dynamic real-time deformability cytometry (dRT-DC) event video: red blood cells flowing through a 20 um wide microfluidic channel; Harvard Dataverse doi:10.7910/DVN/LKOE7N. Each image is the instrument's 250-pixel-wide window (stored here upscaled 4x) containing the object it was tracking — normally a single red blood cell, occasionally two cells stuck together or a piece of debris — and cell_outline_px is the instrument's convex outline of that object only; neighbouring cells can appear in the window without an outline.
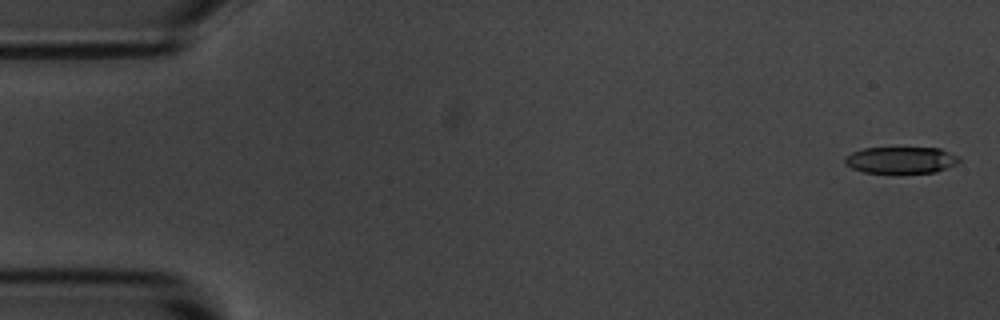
{"species": "common noctule bat (a hibernating species)", "species_latin": "Nyctalus noctula", "temperature_condition": "room temperature", "stored_images_in_passage": 2, "camera_frame_rate_fps": 3000, "um_per_image_px": 0.085, "animal": {"sex": "male", "body_mass_g": 20.1, "forearm_length_mm": 53.5}, "frame": {"image": 1, "passage_image": 1, "time_ms": 0.0, "image_size_px": [1000, 320], "cell_outline_px": [[960, 160], [956, 164], [936, 172], [864, 172], [852, 168], [844, 164], [844, 156], [852, 152], [864, 148], [940, 148], [960, 156]], "centroid_in_image_um": [76.58, 13.59], "position_along_channel_um": 8.4, "area_um2": 17.63}}